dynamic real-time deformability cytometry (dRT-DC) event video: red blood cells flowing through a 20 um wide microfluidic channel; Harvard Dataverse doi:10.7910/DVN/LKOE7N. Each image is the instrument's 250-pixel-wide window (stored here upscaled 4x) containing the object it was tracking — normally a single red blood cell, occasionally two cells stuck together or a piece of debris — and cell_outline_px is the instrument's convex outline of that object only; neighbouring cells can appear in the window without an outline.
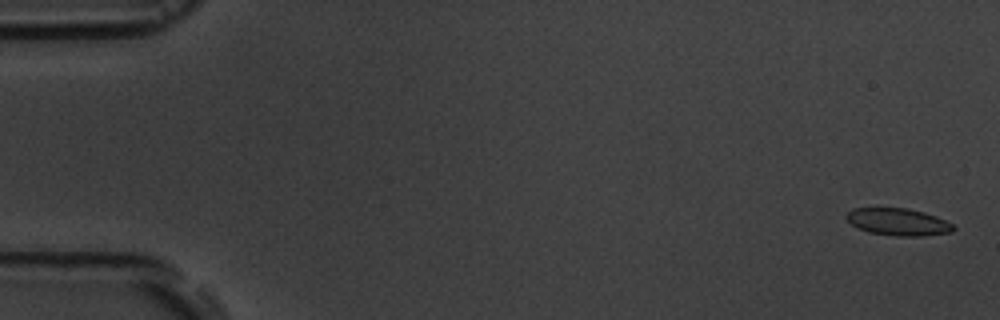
{"species": "common noctule bat (a hibernating species)", "species_latin": "Nyctalus noctula", "temperature_condition": "room temperature", "stored_images_in_passage": 17, "camera_frame_rate_fps": 3000, "um_per_image_px": 0.085, "animal": {"sex": "male", "body_mass_g": 19.5, "forearm_length_mm": 54.6}, "frame": {"image": 1, "passage_image": 1, "time_ms": 0.0, "image_size_px": [1000, 320], "cell_outline_px": [[956, 228], [952, 232], [924, 236], [896, 236], [868, 232], [856, 228], [844, 216], [852, 208], [908, 208], [924, 212], [936, 216], [952, 224]], "centroid_in_image_um": [76.33, 18.86], "position_along_channel_um": 8.7, "area_um2": 17.05}}
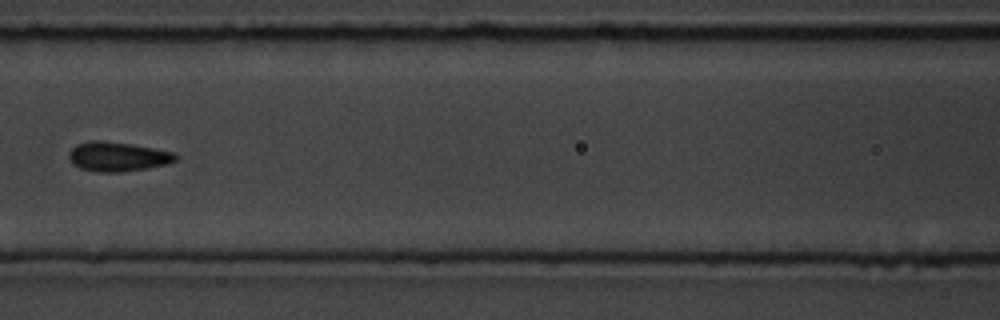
{"frame": {"image": 2, "passage_image": 8, "time_ms": 8.0, "image_size_px": [1000, 320], "cell_outline_px": [[180, 156], [176, 160], [168, 164], [148, 168], [120, 172], [96, 172], [80, 168], [72, 164], [68, 156], [68, 152], [76, 144], [92, 140], [104, 140], [132, 144], [176, 152]], "centroid_in_image_um": [10.02, 13.3], "position_along_channel_um": 156.6, "area_um2": 18.67}}
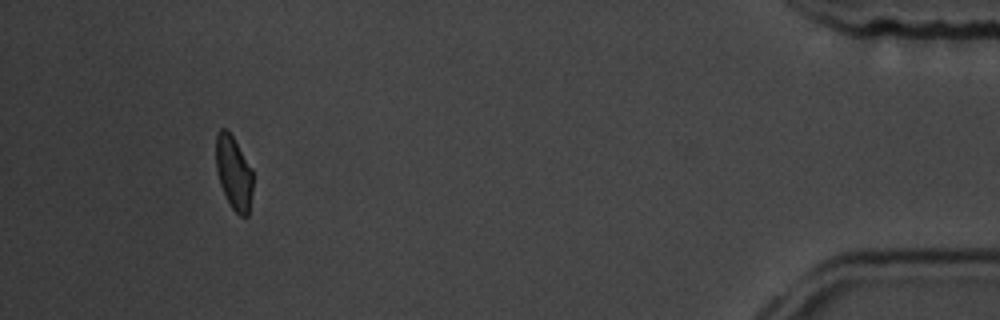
{"frame": {"image": 3, "passage_image": 16, "time_ms": 17.0, "image_size_px": [1000, 320], "cell_outline_px": [[252, 192], [248, 216], [240, 216], [232, 208], [220, 184], [216, 168], [216, 132], [220, 128], [228, 128], [252, 168]], "centroid_in_image_um": [19.86, 14.63], "position_along_channel_um": 415.3, "area_um2": 15.9}, "authors_computed_cell_mechanics": {"area_um2": 17.6868, "velocity_mm_per_s": 3.6253, "shape_relaxation_time_tau1_ms": 3.1678, "shape_relaxation_time_tau2_ms": null, "deformation_change_tau1": 0.085, "deformation_change_tau2": null}}